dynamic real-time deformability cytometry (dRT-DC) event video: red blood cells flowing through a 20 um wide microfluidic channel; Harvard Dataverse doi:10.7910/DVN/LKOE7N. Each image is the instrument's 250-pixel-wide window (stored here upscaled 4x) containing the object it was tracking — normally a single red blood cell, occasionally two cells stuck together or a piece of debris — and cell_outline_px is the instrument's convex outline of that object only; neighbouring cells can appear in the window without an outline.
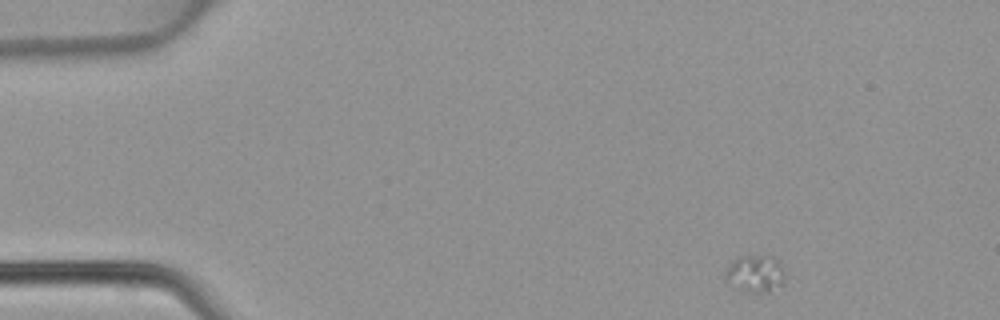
{"species": "common noctule bat (a hibernating species)", "species_latin": "Nyctalus noctula", "temperature_condition": "warm", "stored_images_in_passage": 30, "camera_frame_rate_fps": 3000, "um_per_image_px": 0.085, "animal": {"sex": "female", "body_mass_g": 22.7, "forearm_length_mm": 54.2}, "frame": {"image": 1, "passage_image": 1, "time_ms": 0.0, "image_size_px": [1000, 320], "cell_outline_px": [[784, 284], [768, 292], [748, 292], [736, 288], [724, 276], [724, 272], [732, 260], [740, 256], [772, 256], [780, 264], [784, 276]], "centroid_in_image_um": [64.18, 23.26], "position_along_channel_um": 20.8, "area_um2": 12.77}}